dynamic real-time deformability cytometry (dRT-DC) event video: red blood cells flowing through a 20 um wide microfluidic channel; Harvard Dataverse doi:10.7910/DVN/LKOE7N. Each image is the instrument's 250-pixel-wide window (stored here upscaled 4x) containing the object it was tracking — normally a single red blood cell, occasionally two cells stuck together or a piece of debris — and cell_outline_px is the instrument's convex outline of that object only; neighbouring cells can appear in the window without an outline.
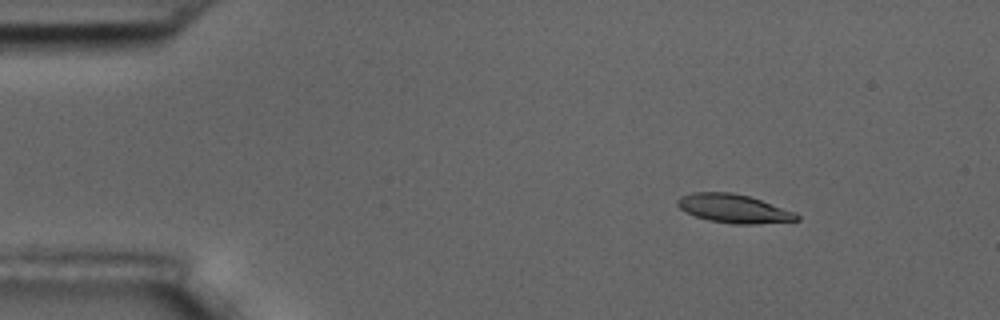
{"species": "common noctule bat (a hibernating species)", "species_latin": "Nyctalus noctula", "temperature_condition": "room temperature", "stored_images_in_passage": 8, "camera_frame_rate_fps": 3000, "um_per_image_px": 0.085, "animal": {"sex": "male", "body_mass_g": 17.5, "forearm_length_mm": 52.3}, "frame": {"image": 1, "passage_image": 2, "time_ms": 1.0, "image_size_px": [1000, 320], "cell_outline_px": [[800, 220], [756, 224], [732, 224], [708, 220], [696, 216], [680, 208], [676, 204], [676, 200], [680, 196], [692, 192], [732, 192], [748, 196], [796, 212], [800, 216]], "centroid_in_image_um": [62.37, 17.73], "position_along_channel_um": 22.6, "area_um2": 19.88}}
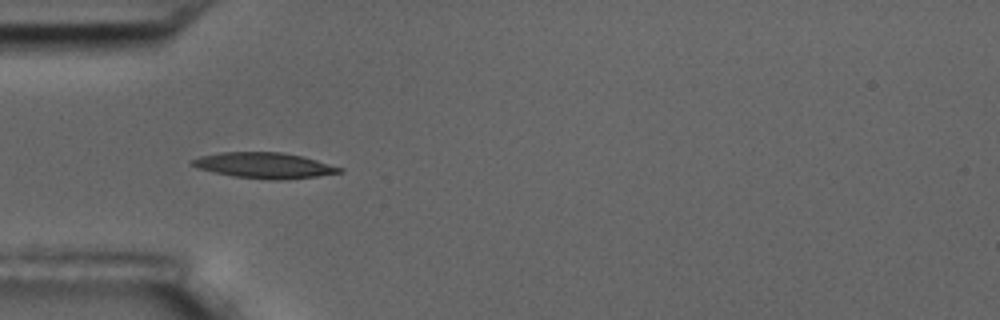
{"frame": {"image": 2, "passage_image": 5, "time_ms": 4.333, "image_size_px": [1000, 320], "cell_outline_px": [[344, 172], [316, 176], [276, 180], [268, 180], [232, 176], [196, 168], [188, 164], [188, 160], [200, 156], [220, 152], [280, 152], [300, 156], [316, 160], [344, 168]], "centroid_in_image_um": [22.39, 14.06], "position_along_channel_um": 62.6, "area_um2": 22.14}}
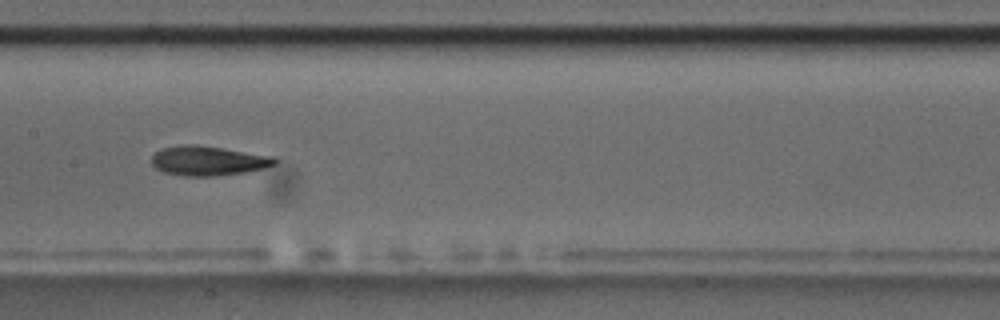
{"frame": {"image": 3, "passage_image": 8, "time_ms": 8.0, "image_size_px": [1000, 320], "cell_outline_px": [[280, 160], [276, 164], [264, 168], [244, 172], [216, 176], [184, 176], [164, 172], [156, 168], [152, 164], [152, 156], [156, 152], [164, 148], [180, 144], [196, 144], [276, 156]], "centroid_in_image_um": [17.74, 13.66], "position_along_channel_um": 189.7, "area_um2": 21.39}}